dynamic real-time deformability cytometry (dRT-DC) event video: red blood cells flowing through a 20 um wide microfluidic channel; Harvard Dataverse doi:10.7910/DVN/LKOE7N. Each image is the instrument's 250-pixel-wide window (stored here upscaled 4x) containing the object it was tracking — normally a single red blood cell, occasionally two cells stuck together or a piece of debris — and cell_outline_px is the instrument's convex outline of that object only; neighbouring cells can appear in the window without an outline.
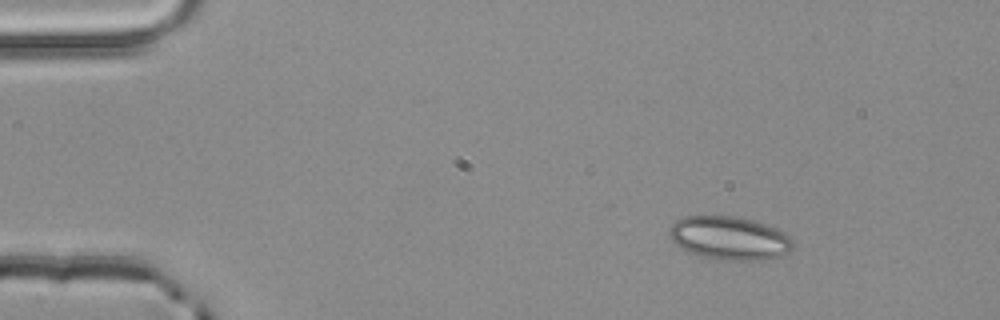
{"species": "common noctule bat (a hibernating species)", "species_latin": "Nyctalus noctula", "temperature_condition": "room temperature", "stored_images_in_passage": 3, "camera_frame_rate_fps": 3000, "um_per_image_px": 0.085, "animal": {"sex": "male", "body_mass_g": 20.4}, "frame": {"image": 1, "passage_image": 1, "time_ms": 0.0, "image_size_px": [1000, 320], "cell_outline_px": [[792, 248], [788, 252], [780, 256], [764, 260], [716, 260], [700, 256], [680, 248], [668, 236], [668, 228], [676, 220], [684, 216], [740, 216], [776, 228], [784, 232], [792, 240]], "centroid_in_image_um": [61.96, 20.24], "position_along_channel_um": 23.0, "area_um2": 31.5}}